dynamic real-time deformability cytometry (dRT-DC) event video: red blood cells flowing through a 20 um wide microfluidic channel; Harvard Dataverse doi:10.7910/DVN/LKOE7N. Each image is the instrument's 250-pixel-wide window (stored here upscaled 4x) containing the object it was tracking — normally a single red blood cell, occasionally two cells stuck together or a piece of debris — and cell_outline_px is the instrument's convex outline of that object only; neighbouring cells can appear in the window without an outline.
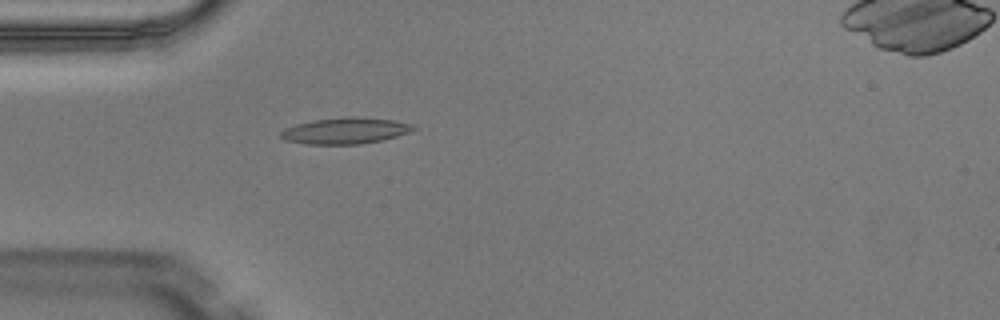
{"species": "Egyptian fruit bat (a non-hibernating species)", "species_latin": "Rousettus aegyptiacus", "temperature_condition": "warm", "stored_images_in_passage": 4, "camera_frame_rate_fps": 3000, "um_per_image_px": 0.085, "animal": {"sex": "male"}, "frame": {"image": 1, "passage_image": 4, "time_ms": 1.0, "image_size_px": [1000, 320], "cell_outline_px": [[416, 128], [408, 132], [396, 136], [380, 140], [360, 144], [304, 144], [284, 140], [280, 136], [280, 132], [284, 128], [296, 124], [312, 120], [348, 116], [360, 116], [392, 120], [412, 124]], "centroid_in_image_um": [29.29, 11.1], "position_along_channel_um": 55.7, "area_um2": 20.29}}